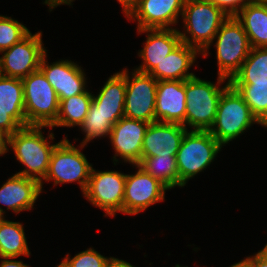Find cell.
Segmentation results:
<instances>
[{
  "label": "cell",
  "instance_id": "30",
  "mask_svg": "<svg viewBox=\"0 0 267 267\" xmlns=\"http://www.w3.org/2000/svg\"><path fill=\"white\" fill-rule=\"evenodd\" d=\"M30 30L10 16L0 15V53L23 39Z\"/></svg>",
  "mask_w": 267,
  "mask_h": 267
},
{
  "label": "cell",
  "instance_id": "31",
  "mask_svg": "<svg viewBox=\"0 0 267 267\" xmlns=\"http://www.w3.org/2000/svg\"><path fill=\"white\" fill-rule=\"evenodd\" d=\"M114 258L113 256L105 257L90 247L75 254L74 257H71L68 253L63 260L68 267H110Z\"/></svg>",
  "mask_w": 267,
  "mask_h": 267
},
{
  "label": "cell",
  "instance_id": "1",
  "mask_svg": "<svg viewBox=\"0 0 267 267\" xmlns=\"http://www.w3.org/2000/svg\"><path fill=\"white\" fill-rule=\"evenodd\" d=\"M48 127L49 133L46 137L43 135L44 128ZM50 128V126L28 125L21 127L9 137V148L13 151L16 160L25 167L15 174L33 178L39 182L45 178L52 152L57 145L52 143L55 135Z\"/></svg>",
  "mask_w": 267,
  "mask_h": 267
},
{
  "label": "cell",
  "instance_id": "2",
  "mask_svg": "<svg viewBox=\"0 0 267 267\" xmlns=\"http://www.w3.org/2000/svg\"><path fill=\"white\" fill-rule=\"evenodd\" d=\"M228 16L208 0H185L179 35L183 43L196 48L206 58L216 33Z\"/></svg>",
  "mask_w": 267,
  "mask_h": 267
},
{
  "label": "cell",
  "instance_id": "14",
  "mask_svg": "<svg viewBox=\"0 0 267 267\" xmlns=\"http://www.w3.org/2000/svg\"><path fill=\"white\" fill-rule=\"evenodd\" d=\"M47 56L48 51L43 55L39 69L54 88L58 99H66L87 90L86 73L79 63L69 59L49 63Z\"/></svg>",
  "mask_w": 267,
  "mask_h": 267
},
{
  "label": "cell",
  "instance_id": "28",
  "mask_svg": "<svg viewBox=\"0 0 267 267\" xmlns=\"http://www.w3.org/2000/svg\"><path fill=\"white\" fill-rule=\"evenodd\" d=\"M230 84L242 96L251 113L267 128V82Z\"/></svg>",
  "mask_w": 267,
  "mask_h": 267
},
{
  "label": "cell",
  "instance_id": "41",
  "mask_svg": "<svg viewBox=\"0 0 267 267\" xmlns=\"http://www.w3.org/2000/svg\"><path fill=\"white\" fill-rule=\"evenodd\" d=\"M6 215L0 210V222L3 221Z\"/></svg>",
  "mask_w": 267,
  "mask_h": 267
},
{
  "label": "cell",
  "instance_id": "5",
  "mask_svg": "<svg viewBox=\"0 0 267 267\" xmlns=\"http://www.w3.org/2000/svg\"><path fill=\"white\" fill-rule=\"evenodd\" d=\"M255 123L264 127L230 84L220 96L216 118L209 132L224 147L243 135Z\"/></svg>",
  "mask_w": 267,
  "mask_h": 267
},
{
  "label": "cell",
  "instance_id": "22",
  "mask_svg": "<svg viewBox=\"0 0 267 267\" xmlns=\"http://www.w3.org/2000/svg\"><path fill=\"white\" fill-rule=\"evenodd\" d=\"M235 17L242 23L252 48L267 47V2L253 0Z\"/></svg>",
  "mask_w": 267,
  "mask_h": 267
},
{
  "label": "cell",
  "instance_id": "11",
  "mask_svg": "<svg viewBox=\"0 0 267 267\" xmlns=\"http://www.w3.org/2000/svg\"><path fill=\"white\" fill-rule=\"evenodd\" d=\"M131 73V74H130ZM158 81L149 73L126 68L124 117L155 122V103Z\"/></svg>",
  "mask_w": 267,
  "mask_h": 267
},
{
  "label": "cell",
  "instance_id": "4",
  "mask_svg": "<svg viewBox=\"0 0 267 267\" xmlns=\"http://www.w3.org/2000/svg\"><path fill=\"white\" fill-rule=\"evenodd\" d=\"M79 145L71 144L67 136L57 143L51 155L47 174L40 182L42 190L45 182L52 181L53 186L77 182L82 194L85 192L93 165L81 152L86 146Z\"/></svg>",
  "mask_w": 267,
  "mask_h": 267
},
{
  "label": "cell",
  "instance_id": "9",
  "mask_svg": "<svg viewBox=\"0 0 267 267\" xmlns=\"http://www.w3.org/2000/svg\"><path fill=\"white\" fill-rule=\"evenodd\" d=\"M126 174L118 170L99 171L92 168L88 185L82 194L92 206L103 210L104 216L123 214Z\"/></svg>",
  "mask_w": 267,
  "mask_h": 267
},
{
  "label": "cell",
  "instance_id": "23",
  "mask_svg": "<svg viewBox=\"0 0 267 267\" xmlns=\"http://www.w3.org/2000/svg\"><path fill=\"white\" fill-rule=\"evenodd\" d=\"M93 92L86 90L66 99H59V113L56 121L50 126L54 127H79L88 114L90 103L93 99Z\"/></svg>",
  "mask_w": 267,
  "mask_h": 267
},
{
  "label": "cell",
  "instance_id": "21",
  "mask_svg": "<svg viewBox=\"0 0 267 267\" xmlns=\"http://www.w3.org/2000/svg\"><path fill=\"white\" fill-rule=\"evenodd\" d=\"M99 90L97 95L93 94L92 101L97 105V109L108 117L110 122L117 123L124 117L126 68L109 76Z\"/></svg>",
  "mask_w": 267,
  "mask_h": 267
},
{
  "label": "cell",
  "instance_id": "12",
  "mask_svg": "<svg viewBox=\"0 0 267 267\" xmlns=\"http://www.w3.org/2000/svg\"><path fill=\"white\" fill-rule=\"evenodd\" d=\"M137 171L134 174H126L123 214L137 215L144 212L165 199V193L169 189L158 179L147 173L138 164L132 165Z\"/></svg>",
  "mask_w": 267,
  "mask_h": 267
},
{
  "label": "cell",
  "instance_id": "29",
  "mask_svg": "<svg viewBox=\"0 0 267 267\" xmlns=\"http://www.w3.org/2000/svg\"><path fill=\"white\" fill-rule=\"evenodd\" d=\"M113 123L108 120V117L97 109V105L92 101L89 111L83 123L79 126L82 134H85L83 140L79 143L87 146L94 139H101L110 136L113 128ZM89 142V143H88Z\"/></svg>",
  "mask_w": 267,
  "mask_h": 267
},
{
  "label": "cell",
  "instance_id": "25",
  "mask_svg": "<svg viewBox=\"0 0 267 267\" xmlns=\"http://www.w3.org/2000/svg\"><path fill=\"white\" fill-rule=\"evenodd\" d=\"M0 109H11V117L26 126L22 79L0 75Z\"/></svg>",
  "mask_w": 267,
  "mask_h": 267
},
{
  "label": "cell",
  "instance_id": "38",
  "mask_svg": "<svg viewBox=\"0 0 267 267\" xmlns=\"http://www.w3.org/2000/svg\"><path fill=\"white\" fill-rule=\"evenodd\" d=\"M9 150V136L0 131V156L7 154Z\"/></svg>",
  "mask_w": 267,
  "mask_h": 267
},
{
  "label": "cell",
  "instance_id": "27",
  "mask_svg": "<svg viewBox=\"0 0 267 267\" xmlns=\"http://www.w3.org/2000/svg\"><path fill=\"white\" fill-rule=\"evenodd\" d=\"M138 165L169 190L179 187L176 156L141 157Z\"/></svg>",
  "mask_w": 267,
  "mask_h": 267
},
{
  "label": "cell",
  "instance_id": "33",
  "mask_svg": "<svg viewBox=\"0 0 267 267\" xmlns=\"http://www.w3.org/2000/svg\"><path fill=\"white\" fill-rule=\"evenodd\" d=\"M20 128L21 126L11 117V109H0V131L10 137Z\"/></svg>",
  "mask_w": 267,
  "mask_h": 267
},
{
  "label": "cell",
  "instance_id": "34",
  "mask_svg": "<svg viewBox=\"0 0 267 267\" xmlns=\"http://www.w3.org/2000/svg\"><path fill=\"white\" fill-rule=\"evenodd\" d=\"M243 267H267V246L239 261Z\"/></svg>",
  "mask_w": 267,
  "mask_h": 267
},
{
  "label": "cell",
  "instance_id": "10",
  "mask_svg": "<svg viewBox=\"0 0 267 267\" xmlns=\"http://www.w3.org/2000/svg\"><path fill=\"white\" fill-rule=\"evenodd\" d=\"M42 31H31L11 48L1 52L0 75L23 79L39 70L43 55L48 51L42 40Z\"/></svg>",
  "mask_w": 267,
  "mask_h": 267
},
{
  "label": "cell",
  "instance_id": "17",
  "mask_svg": "<svg viewBox=\"0 0 267 267\" xmlns=\"http://www.w3.org/2000/svg\"><path fill=\"white\" fill-rule=\"evenodd\" d=\"M41 183L33 178L13 174L0 187V210L16 215L22 211L34 209V205L42 193ZM2 205L6 207L3 209Z\"/></svg>",
  "mask_w": 267,
  "mask_h": 267
},
{
  "label": "cell",
  "instance_id": "8",
  "mask_svg": "<svg viewBox=\"0 0 267 267\" xmlns=\"http://www.w3.org/2000/svg\"><path fill=\"white\" fill-rule=\"evenodd\" d=\"M26 126H51L59 113V99L39 69L22 79Z\"/></svg>",
  "mask_w": 267,
  "mask_h": 267
},
{
  "label": "cell",
  "instance_id": "19",
  "mask_svg": "<svg viewBox=\"0 0 267 267\" xmlns=\"http://www.w3.org/2000/svg\"><path fill=\"white\" fill-rule=\"evenodd\" d=\"M187 131L181 124L150 123L143 139L142 157L176 156Z\"/></svg>",
  "mask_w": 267,
  "mask_h": 267
},
{
  "label": "cell",
  "instance_id": "37",
  "mask_svg": "<svg viewBox=\"0 0 267 267\" xmlns=\"http://www.w3.org/2000/svg\"><path fill=\"white\" fill-rule=\"evenodd\" d=\"M75 0H44L42 3L48 6L49 12L53 11L56 7L60 5H69L72 7V3Z\"/></svg>",
  "mask_w": 267,
  "mask_h": 267
},
{
  "label": "cell",
  "instance_id": "15",
  "mask_svg": "<svg viewBox=\"0 0 267 267\" xmlns=\"http://www.w3.org/2000/svg\"><path fill=\"white\" fill-rule=\"evenodd\" d=\"M184 3L185 0H140L126 18L137 23L136 30L176 28Z\"/></svg>",
  "mask_w": 267,
  "mask_h": 267
},
{
  "label": "cell",
  "instance_id": "26",
  "mask_svg": "<svg viewBox=\"0 0 267 267\" xmlns=\"http://www.w3.org/2000/svg\"><path fill=\"white\" fill-rule=\"evenodd\" d=\"M267 82V47L251 48L240 70L231 78L230 83Z\"/></svg>",
  "mask_w": 267,
  "mask_h": 267
},
{
  "label": "cell",
  "instance_id": "35",
  "mask_svg": "<svg viewBox=\"0 0 267 267\" xmlns=\"http://www.w3.org/2000/svg\"><path fill=\"white\" fill-rule=\"evenodd\" d=\"M0 267H30L22 260H15V257H0Z\"/></svg>",
  "mask_w": 267,
  "mask_h": 267
},
{
  "label": "cell",
  "instance_id": "20",
  "mask_svg": "<svg viewBox=\"0 0 267 267\" xmlns=\"http://www.w3.org/2000/svg\"><path fill=\"white\" fill-rule=\"evenodd\" d=\"M198 55L202 54L196 48L181 42L149 74L157 81H185L193 78L196 74L189 70L194 66Z\"/></svg>",
  "mask_w": 267,
  "mask_h": 267
},
{
  "label": "cell",
  "instance_id": "13",
  "mask_svg": "<svg viewBox=\"0 0 267 267\" xmlns=\"http://www.w3.org/2000/svg\"><path fill=\"white\" fill-rule=\"evenodd\" d=\"M149 124L142 120L122 117L113 125L109 142L115 153L112 158L115 166L120 159H122V163L131 165L140 163L143 139Z\"/></svg>",
  "mask_w": 267,
  "mask_h": 267
},
{
  "label": "cell",
  "instance_id": "39",
  "mask_svg": "<svg viewBox=\"0 0 267 267\" xmlns=\"http://www.w3.org/2000/svg\"><path fill=\"white\" fill-rule=\"evenodd\" d=\"M110 267H135L134 265L130 264L126 260H122L119 258H114L110 264Z\"/></svg>",
  "mask_w": 267,
  "mask_h": 267
},
{
  "label": "cell",
  "instance_id": "32",
  "mask_svg": "<svg viewBox=\"0 0 267 267\" xmlns=\"http://www.w3.org/2000/svg\"><path fill=\"white\" fill-rule=\"evenodd\" d=\"M221 9L228 17L236 16L241 9L253 0H208Z\"/></svg>",
  "mask_w": 267,
  "mask_h": 267
},
{
  "label": "cell",
  "instance_id": "42",
  "mask_svg": "<svg viewBox=\"0 0 267 267\" xmlns=\"http://www.w3.org/2000/svg\"><path fill=\"white\" fill-rule=\"evenodd\" d=\"M230 267H243L239 262H236L232 265H230Z\"/></svg>",
  "mask_w": 267,
  "mask_h": 267
},
{
  "label": "cell",
  "instance_id": "7",
  "mask_svg": "<svg viewBox=\"0 0 267 267\" xmlns=\"http://www.w3.org/2000/svg\"><path fill=\"white\" fill-rule=\"evenodd\" d=\"M211 45L216 49L217 74L228 80L240 70L252 48L242 23L235 16L223 22Z\"/></svg>",
  "mask_w": 267,
  "mask_h": 267
},
{
  "label": "cell",
  "instance_id": "16",
  "mask_svg": "<svg viewBox=\"0 0 267 267\" xmlns=\"http://www.w3.org/2000/svg\"><path fill=\"white\" fill-rule=\"evenodd\" d=\"M137 32L138 35L146 34L143 48L138 51L142 63L134 68L142 73H150L182 42L178 28L141 29Z\"/></svg>",
  "mask_w": 267,
  "mask_h": 267
},
{
  "label": "cell",
  "instance_id": "40",
  "mask_svg": "<svg viewBox=\"0 0 267 267\" xmlns=\"http://www.w3.org/2000/svg\"><path fill=\"white\" fill-rule=\"evenodd\" d=\"M55 267H68V265L65 263L64 260H62L59 265L55 266Z\"/></svg>",
  "mask_w": 267,
  "mask_h": 267
},
{
  "label": "cell",
  "instance_id": "18",
  "mask_svg": "<svg viewBox=\"0 0 267 267\" xmlns=\"http://www.w3.org/2000/svg\"><path fill=\"white\" fill-rule=\"evenodd\" d=\"M155 100V122L176 123L185 127V81H158Z\"/></svg>",
  "mask_w": 267,
  "mask_h": 267
},
{
  "label": "cell",
  "instance_id": "36",
  "mask_svg": "<svg viewBox=\"0 0 267 267\" xmlns=\"http://www.w3.org/2000/svg\"><path fill=\"white\" fill-rule=\"evenodd\" d=\"M140 0H117L122 6V13L127 17L131 11L137 6Z\"/></svg>",
  "mask_w": 267,
  "mask_h": 267
},
{
  "label": "cell",
  "instance_id": "3",
  "mask_svg": "<svg viewBox=\"0 0 267 267\" xmlns=\"http://www.w3.org/2000/svg\"><path fill=\"white\" fill-rule=\"evenodd\" d=\"M229 85L230 80L221 76L217 77L215 83L197 76L185 80L187 130H210L216 118L220 96Z\"/></svg>",
  "mask_w": 267,
  "mask_h": 267
},
{
  "label": "cell",
  "instance_id": "6",
  "mask_svg": "<svg viewBox=\"0 0 267 267\" xmlns=\"http://www.w3.org/2000/svg\"><path fill=\"white\" fill-rule=\"evenodd\" d=\"M222 147L209 131L188 130L176 154L179 187L184 188L190 179L204 172Z\"/></svg>",
  "mask_w": 267,
  "mask_h": 267
},
{
  "label": "cell",
  "instance_id": "24",
  "mask_svg": "<svg viewBox=\"0 0 267 267\" xmlns=\"http://www.w3.org/2000/svg\"><path fill=\"white\" fill-rule=\"evenodd\" d=\"M31 255L23 223L7 220L0 222V257H29Z\"/></svg>",
  "mask_w": 267,
  "mask_h": 267
}]
</instances>
